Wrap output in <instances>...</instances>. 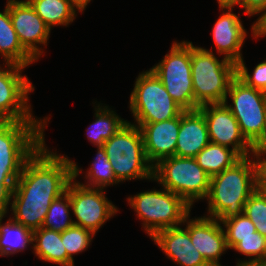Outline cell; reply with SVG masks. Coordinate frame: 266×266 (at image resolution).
<instances>
[{
  "instance_id": "cell-19",
  "label": "cell",
  "mask_w": 266,
  "mask_h": 266,
  "mask_svg": "<svg viewBox=\"0 0 266 266\" xmlns=\"http://www.w3.org/2000/svg\"><path fill=\"white\" fill-rule=\"evenodd\" d=\"M210 143L208 127L200 109L186 110L180 114V130L175 156L195 158Z\"/></svg>"
},
{
  "instance_id": "cell-26",
  "label": "cell",
  "mask_w": 266,
  "mask_h": 266,
  "mask_svg": "<svg viewBox=\"0 0 266 266\" xmlns=\"http://www.w3.org/2000/svg\"><path fill=\"white\" fill-rule=\"evenodd\" d=\"M52 202L11 201L12 219L31 231L42 227Z\"/></svg>"
},
{
  "instance_id": "cell-27",
  "label": "cell",
  "mask_w": 266,
  "mask_h": 266,
  "mask_svg": "<svg viewBox=\"0 0 266 266\" xmlns=\"http://www.w3.org/2000/svg\"><path fill=\"white\" fill-rule=\"evenodd\" d=\"M92 162L84 177L86 180L88 179L87 183L78 182L79 184L89 188L105 189L107 186L120 183L113 173L103 147H97V155Z\"/></svg>"
},
{
  "instance_id": "cell-28",
  "label": "cell",
  "mask_w": 266,
  "mask_h": 266,
  "mask_svg": "<svg viewBox=\"0 0 266 266\" xmlns=\"http://www.w3.org/2000/svg\"><path fill=\"white\" fill-rule=\"evenodd\" d=\"M70 209V197L66 191L51 203L42 227L57 232L67 230L74 225L72 218H70Z\"/></svg>"
},
{
  "instance_id": "cell-22",
  "label": "cell",
  "mask_w": 266,
  "mask_h": 266,
  "mask_svg": "<svg viewBox=\"0 0 266 266\" xmlns=\"http://www.w3.org/2000/svg\"><path fill=\"white\" fill-rule=\"evenodd\" d=\"M95 121L87 129L88 140L96 147H103L106 140L112 137L128 121L122 119L116 112L102 106L101 103L95 104Z\"/></svg>"
},
{
  "instance_id": "cell-39",
  "label": "cell",
  "mask_w": 266,
  "mask_h": 266,
  "mask_svg": "<svg viewBox=\"0 0 266 266\" xmlns=\"http://www.w3.org/2000/svg\"><path fill=\"white\" fill-rule=\"evenodd\" d=\"M68 1L76 10H78V12L79 11L83 12L91 0H68Z\"/></svg>"
},
{
  "instance_id": "cell-1",
  "label": "cell",
  "mask_w": 266,
  "mask_h": 266,
  "mask_svg": "<svg viewBox=\"0 0 266 266\" xmlns=\"http://www.w3.org/2000/svg\"><path fill=\"white\" fill-rule=\"evenodd\" d=\"M73 161L52 152L45 141L27 159L12 191V201L53 202L73 179Z\"/></svg>"
},
{
  "instance_id": "cell-5",
  "label": "cell",
  "mask_w": 266,
  "mask_h": 266,
  "mask_svg": "<svg viewBox=\"0 0 266 266\" xmlns=\"http://www.w3.org/2000/svg\"><path fill=\"white\" fill-rule=\"evenodd\" d=\"M103 148L119 182L153 180V166L146 158L142 132L135 122L123 125L104 142Z\"/></svg>"
},
{
  "instance_id": "cell-9",
  "label": "cell",
  "mask_w": 266,
  "mask_h": 266,
  "mask_svg": "<svg viewBox=\"0 0 266 266\" xmlns=\"http://www.w3.org/2000/svg\"><path fill=\"white\" fill-rule=\"evenodd\" d=\"M168 53L151 70L184 111L199 109L191 77V42L174 41Z\"/></svg>"
},
{
  "instance_id": "cell-40",
  "label": "cell",
  "mask_w": 266,
  "mask_h": 266,
  "mask_svg": "<svg viewBox=\"0 0 266 266\" xmlns=\"http://www.w3.org/2000/svg\"><path fill=\"white\" fill-rule=\"evenodd\" d=\"M218 6H233L235 7L239 0H217Z\"/></svg>"
},
{
  "instance_id": "cell-12",
  "label": "cell",
  "mask_w": 266,
  "mask_h": 266,
  "mask_svg": "<svg viewBox=\"0 0 266 266\" xmlns=\"http://www.w3.org/2000/svg\"><path fill=\"white\" fill-rule=\"evenodd\" d=\"M3 66V69L0 66V120L48 121V117L34 118L28 104V95L35 87L26 75H22L26 67L6 63Z\"/></svg>"
},
{
  "instance_id": "cell-14",
  "label": "cell",
  "mask_w": 266,
  "mask_h": 266,
  "mask_svg": "<svg viewBox=\"0 0 266 266\" xmlns=\"http://www.w3.org/2000/svg\"><path fill=\"white\" fill-rule=\"evenodd\" d=\"M199 109L206 120L210 142L232 147L241 157L250 156L251 144L242 135L237 120L224 103L205 104Z\"/></svg>"
},
{
  "instance_id": "cell-33",
  "label": "cell",
  "mask_w": 266,
  "mask_h": 266,
  "mask_svg": "<svg viewBox=\"0 0 266 266\" xmlns=\"http://www.w3.org/2000/svg\"><path fill=\"white\" fill-rule=\"evenodd\" d=\"M236 76L247 86L266 93V59L254 67L253 74L248 72L244 58L236 64Z\"/></svg>"
},
{
  "instance_id": "cell-32",
  "label": "cell",
  "mask_w": 266,
  "mask_h": 266,
  "mask_svg": "<svg viewBox=\"0 0 266 266\" xmlns=\"http://www.w3.org/2000/svg\"><path fill=\"white\" fill-rule=\"evenodd\" d=\"M256 226V230L266 238V192L259 187L251 194L243 212Z\"/></svg>"
},
{
  "instance_id": "cell-17",
  "label": "cell",
  "mask_w": 266,
  "mask_h": 266,
  "mask_svg": "<svg viewBox=\"0 0 266 266\" xmlns=\"http://www.w3.org/2000/svg\"><path fill=\"white\" fill-rule=\"evenodd\" d=\"M219 8L223 13L218 17L212 30L216 51L237 64L243 58L241 49L247 32L240 16L233 13V6H219Z\"/></svg>"
},
{
  "instance_id": "cell-37",
  "label": "cell",
  "mask_w": 266,
  "mask_h": 266,
  "mask_svg": "<svg viewBox=\"0 0 266 266\" xmlns=\"http://www.w3.org/2000/svg\"><path fill=\"white\" fill-rule=\"evenodd\" d=\"M261 14V15H260ZM259 18L252 25V36L256 39L258 37H266V9L261 11Z\"/></svg>"
},
{
  "instance_id": "cell-7",
  "label": "cell",
  "mask_w": 266,
  "mask_h": 266,
  "mask_svg": "<svg viewBox=\"0 0 266 266\" xmlns=\"http://www.w3.org/2000/svg\"><path fill=\"white\" fill-rule=\"evenodd\" d=\"M210 178L195 158L174 155L153 166V181L182 197L191 207L196 200L207 198Z\"/></svg>"
},
{
  "instance_id": "cell-13",
  "label": "cell",
  "mask_w": 266,
  "mask_h": 266,
  "mask_svg": "<svg viewBox=\"0 0 266 266\" xmlns=\"http://www.w3.org/2000/svg\"><path fill=\"white\" fill-rule=\"evenodd\" d=\"M8 8L21 45L37 62L39 57L44 55L39 46H47L51 29L27 0H8Z\"/></svg>"
},
{
  "instance_id": "cell-29",
  "label": "cell",
  "mask_w": 266,
  "mask_h": 266,
  "mask_svg": "<svg viewBox=\"0 0 266 266\" xmlns=\"http://www.w3.org/2000/svg\"><path fill=\"white\" fill-rule=\"evenodd\" d=\"M232 249L249 257L248 260L239 259L236 266L266 265V238L258 231L253 236L238 238V243Z\"/></svg>"
},
{
  "instance_id": "cell-2",
  "label": "cell",
  "mask_w": 266,
  "mask_h": 266,
  "mask_svg": "<svg viewBox=\"0 0 266 266\" xmlns=\"http://www.w3.org/2000/svg\"><path fill=\"white\" fill-rule=\"evenodd\" d=\"M250 157H242L210 178L206 216L222 222L244 212L246 201L258 188V166Z\"/></svg>"
},
{
  "instance_id": "cell-23",
  "label": "cell",
  "mask_w": 266,
  "mask_h": 266,
  "mask_svg": "<svg viewBox=\"0 0 266 266\" xmlns=\"http://www.w3.org/2000/svg\"><path fill=\"white\" fill-rule=\"evenodd\" d=\"M242 157L232 148L210 142L195 157L198 165L210 176L233 166Z\"/></svg>"
},
{
  "instance_id": "cell-20",
  "label": "cell",
  "mask_w": 266,
  "mask_h": 266,
  "mask_svg": "<svg viewBox=\"0 0 266 266\" xmlns=\"http://www.w3.org/2000/svg\"><path fill=\"white\" fill-rule=\"evenodd\" d=\"M0 55L6 64L27 67L35 59L23 48L10 18L8 0L4 11H0Z\"/></svg>"
},
{
  "instance_id": "cell-25",
  "label": "cell",
  "mask_w": 266,
  "mask_h": 266,
  "mask_svg": "<svg viewBox=\"0 0 266 266\" xmlns=\"http://www.w3.org/2000/svg\"><path fill=\"white\" fill-rule=\"evenodd\" d=\"M0 218V256L13 255L24 251L33 244V231L9 218L2 224Z\"/></svg>"
},
{
  "instance_id": "cell-36",
  "label": "cell",
  "mask_w": 266,
  "mask_h": 266,
  "mask_svg": "<svg viewBox=\"0 0 266 266\" xmlns=\"http://www.w3.org/2000/svg\"><path fill=\"white\" fill-rule=\"evenodd\" d=\"M245 10V14L250 16L258 15L266 9V0H239L236 4Z\"/></svg>"
},
{
  "instance_id": "cell-41",
  "label": "cell",
  "mask_w": 266,
  "mask_h": 266,
  "mask_svg": "<svg viewBox=\"0 0 266 266\" xmlns=\"http://www.w3.org/2000/svg\"><path fill=\"white\" fill-rule=\"evenodd\" d=\"M204 266H218V265L208 263V264H206V265H204Z\"/></svg>"
},
{
  "instance_id": "cell-31",
  "label": "cell",
  "mask_w": 266,
  "mask_h": 266,
  "mask_svg": "<svg viewBox=\"0 0 266 266\" xmlns=\"http://www.w3.org/2000/svg\"><path fill=\"white\" fill-rule=\"evenodd\" d=\"M221 224L224 227L228 249H232L238 243V238L253 236L257 231L254 223L244 213L228 218Z\"/></svg>"
},
{
  "instance_id": "cell-21",
  "label": "cell",
  "mask_w": 266,
  "mask_h": 266,
  "mask_svg": "<svg viewBox=\"0 0 266 266\" xmlns=\"http://www.w3.org/2000/svg\"><path fill=\"white\" fill-rule=\"evenodd\" d=\"M33 253L45 262L67 266V251L61 240V232L43 227L33 231Z\"/></svg>"
},
{
  "instance_id": "cell-35",
  "label": "cell",
  "mask_w": 266,
  "mask_h": 266,
  "mask_svg": "<svg viewBox=\"0 0 266 266\" xmlns=\"http://www.w3.org/2000/svg\"><path fill=\"white\" fill-rule=\"evenodd\" d=\"M251 155L253 160H266V122L261 135L251 145Z\"/></svg>"
},
{
  "instance_id": "cell-16",
  "label": "cell",
  "mask_w": 266,
  "mask_h": 266,
  "mask_svg": "<svg viewBox=\"0 0 266 266\" xmlns=\"http://www.w3.org/2000/svg\"><path fill=\"white\" fill-rule=\"evenodd\" d=\"M142 132L148 162L154 166L160 160L175 155L180 130L178 117L156 123H136Z\"/></svg>"
},
{
  "instance_id": "cell-15",
  "label": "cell",
  "mask_w": 266,
  "mask_h": 266,
  "mask_svg": "<svg viewBox=\"0 0 266 266\" xmlns=\"http://www.w3.org/2000/svg\"><path fill=\"white\" fill-rule=\"evenodd\" d=\"M185 218L186 229L190 234L193 246L207 263L221 265L219 260L224 251L228 250L226 236L222 224L208 216L189 219Z\"/></svg>"
},
{
  "instance_id": "cell-30",
  "label": "cell",
  "mask_w": 266,
  "mask_h": 266,
  "mask_svg": "<svg viewBox=\"0 0 266 266\" xmlns=\"http://www.w3.org/2000/svg\"><path fill=\"white\" fill-rule=\"evenodd\" d=\"M94 236L92 231L77 225L61 232V240L67 251V266H75L73 255L87 250Z\"/></svg>"
},
{
  "instance_id": "cell-4",
  "label": "cell",
  "mask_w": 266,
  "mask_h": 266,
  "mask_svg": "<svg viewBox=\"0 0 266 266\" xmlns=\"http://www.w3.org/2000/svg\"><path fill=\"white\" fill-rule=\"evenodd\" d=\"M236 73V63L225 57L219 60L212 50L191 42V77L194 101L199 107L223 103Z\"/></svg>"
},
{
  "instance_id": "cell-11",
  "label": "cell",
  "mask_w": 266,
  "mask_h": 266,
  "mask_svg": "<svg viewBox=\"0 0 266 266\" xmlns=\"http://www.w3.org/2000/svg\"><path fill=\"white\" fill-rule=\"evenodd\" d=\"M228 98L231 104H228ZM223 103L237 120L242 135L252 145L266 122V93L247 86L236 76Z\"/></svg>"
},
{
  "instance_id": "cell-34",
  "label": "cell",
  "mask_w": 266,
  "mask_h": 266,
  "mask_svg": "<svg viewBox=\"0 0 266 266\" xmlns=\"http://www.w3.org/2000/svg\"><path fill=\"white\" fill-rule=\"evenodd\" d=\"M17 180H0V218H5Z\"/></svg>"
},
{
  "instance_id": "cell-10",
  "label": "cell",
  "mask_w": 266,
  "mask_h": 266,
  "mask_svg": "<svg viewBox=\"0 0 266 266\" xmlns=\"http://www.w3.org/2000/svg\"><path fill=\"white\" fill-rule=\"evenodd\" d=\"M73 163V179L68 183L66 191L69 193L71 210L77 221L74 225L92 231L94 234L119 211L105 195L104 189L82 186L76 178L82 169Z\"/></svg>"
},
{
  "instance_id": "cell-24",
  "label": "cell",
  "mask_w": 266,
  "mask_h": 266,
  "mask_svg": "<svg viewBox=\"0 0 266 266\" xmlns=\"http://www.w3.org/2000/svg\"><path fill=\"white\" fill-rule=\"evenodd\" d=\"M37 15L52 29L67 26L77 17V10L68 0H27Z\"/></svg>"
},
{
  "instance_id": "cell-18",
  "label": "cell",
  "mask_w": 266,
  "mask_h": 266,
  "mask_svg": "<svg viewBox=\"0 0 266 266\" xmlns=\"http://www.w3.org/2000/svg\"><path fill=\"white\" fill-rule=\"evenodd\" d=\"M180 226L157 231L151 238L179 266H204L208 264L193 246L190 234Z\"/></svg>"
},
{
  "instance_id": "cell-8",
  "label": "cell",
  "mask_w": 266,
  "mask_h": 266,
  "mask_svg": "<svg viewBox=\"0 0 266 266\" xmlns=\"http://www.w3.org/2000/svg\"><path fill=\"white\" fill-rule=\"evenodd\" d=\"M129 108L136 123L166 121L178 117L184 111L151 69L136 77Z\"/></svg>"
},
{
  "instance_id": "cell-6",
  "label": "cell",
  "mask_w": 266,
  "mask_h": 266,
  "mask_svg": "<svg viewBox=\"0 0 266 266\" xmlns=\"http://www.w3.org/2000/svg\"><path fill=\"white\" fill-rule=\"evenodd\" d=\"M127 200L150 238L162 229L183 225L192 208L182 197L164 187L160 191L140 192Z\"/></svg>"
},
{
  "instance_id": "cell-38",
  "label": "cell",
  "mask_w": 266,
  "mask_h": 266,
  "mask_svg": "<svg viewBox=\"0 0 266 266\" xmlns=\"http://www.w3.org/2000/svg\"><path fill=\"white\" fill-rule=\"evenodd\" d=\"M258 166V187L266 192V160H254Z\"/></svg>"
},
{
  "instance_id": "cell-3",
  "label": "cell",
  "mask_w": 266,
  "mask_h": 266,
  "mask_svg": "<svg viewBox=\"0 0 266 266\" xmlns=\"http://www.w3.org/2000/svg\"><path fill=\"white\" fill-rule=\"evenodd\" d=\"M49 120H0V180H18L27 159L45 141Z\"/></svg>"
}]
</instances>
